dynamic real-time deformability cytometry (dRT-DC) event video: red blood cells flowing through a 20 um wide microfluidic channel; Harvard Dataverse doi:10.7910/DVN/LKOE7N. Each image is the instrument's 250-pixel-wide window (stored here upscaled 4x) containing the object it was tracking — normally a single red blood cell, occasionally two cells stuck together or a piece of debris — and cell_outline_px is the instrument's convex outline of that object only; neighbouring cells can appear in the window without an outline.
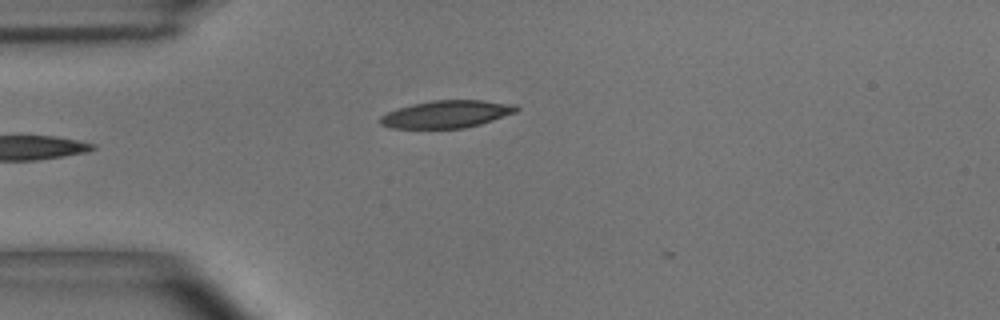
{"species": "common noctule bat (a hibernating species)", "species_latin": "Nyctalus noctula", "temperature_condition": "room temperature", "stored_images_in_passage": 15, "camera_frame_rate_fps": 3000, "um_per_image_px": 0.085, "animal": {"sex": "male", "body_mass_g": 15.6}, "frame": {"image": 1, "passage_image": 2, "time_ms": 0.333, "image_size_px": [1000, 320], "cell_outline_px": [[520, 108], [516, 112], [480, 124], [464, 128], [392, 128], [380, 124], [376, 120], [380, 116], [396, 108], [412, 104], [432, 100], [484, 100], [516, 104]], "centroid_in_image_um": [37.94, 9.69], "position_along_channel_um": 47.1, "area_um2": 21.91}}
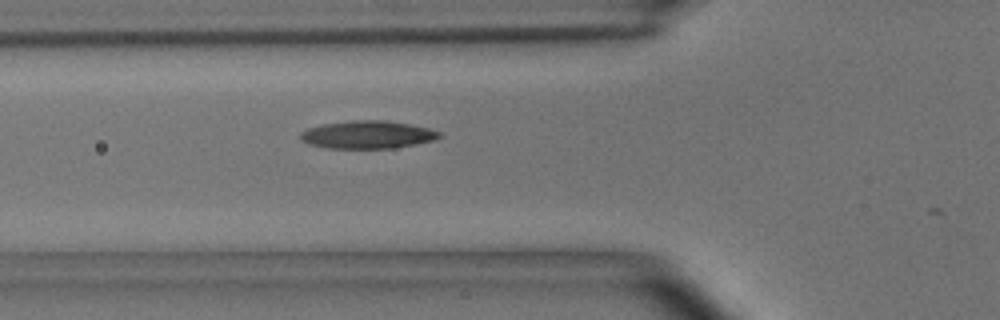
{"frame": {"image": 2, "passage_image": 7, "time_ms": 2.0, "image_size_px": [1000, 320], "cell_outline_px": [[444, 136], [432, 140], [392, 148], [328, 148], [308, 144], [300, 140], [300, 132], [308, 128], [324, 124], [352, 120], [384, 120], [408, 124], [428, 128], [440, 132]], "centroid_in_image_um": [31.2, 11.44], "position_along_channel_um": 94.6, "area_um2": 22.31}}